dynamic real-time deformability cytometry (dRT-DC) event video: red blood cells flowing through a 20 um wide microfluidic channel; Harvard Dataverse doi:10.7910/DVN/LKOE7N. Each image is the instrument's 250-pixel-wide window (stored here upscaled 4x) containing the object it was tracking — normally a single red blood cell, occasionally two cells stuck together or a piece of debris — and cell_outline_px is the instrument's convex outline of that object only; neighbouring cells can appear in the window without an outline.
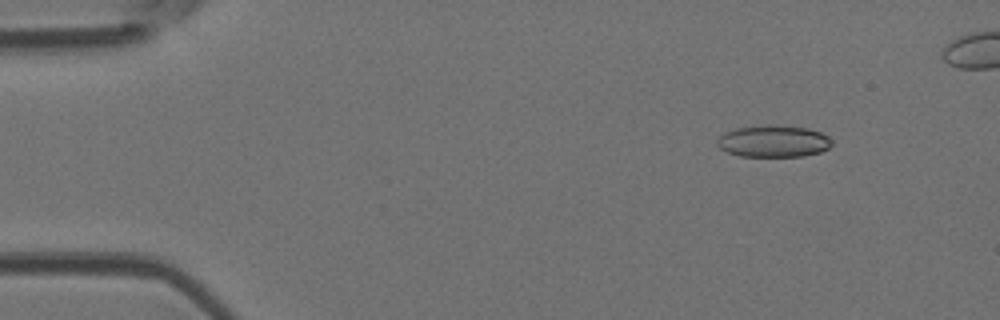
{"species": "Egyptian fruit bat (a non-hibernating species)", "species_latin": "Rousettus aegyptiacus", "temperature_condition": "room temperature", "stored_images_in_passage": 5, "camera_frame_rate_fps": 3000, "um_per_image_px": 0.085, "animal": {"sex": "female"}, "frame": {"image": 1, "passage_image": 2, "time_ms": 0.333, "image_size_px": [1000, 320], "cell_outline_px": [[832, 144], [828, 148], [820, 152], [804, 156], [740, 156], [728, 152], [720, 148], [716, 144], [716, 140], [724, 132], [736, 128], [768, 124], [772, 124], [808, 128], [820, 132], [828, 136], [832, 140]], "centroid_in_image_um": [65.74, 11.99], "position_along_channel_um": 19.3, "area_um2": 21.44}}